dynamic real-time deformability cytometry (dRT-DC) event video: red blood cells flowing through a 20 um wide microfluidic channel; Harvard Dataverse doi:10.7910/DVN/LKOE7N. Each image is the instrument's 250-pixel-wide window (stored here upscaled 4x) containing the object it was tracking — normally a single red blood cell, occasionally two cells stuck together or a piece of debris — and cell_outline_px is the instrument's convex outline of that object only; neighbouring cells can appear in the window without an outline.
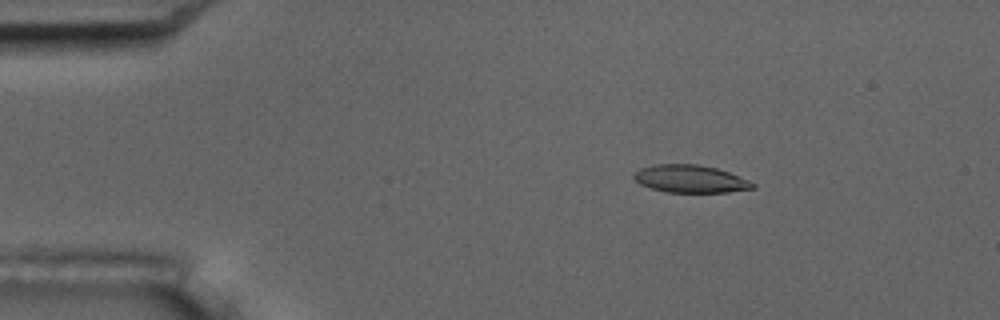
{"species": "common noctule bat (a hibernating species)", "species_latin": "Nyctalus noctula", "temperature_condition": "room temperature", "stored_images_in_passage": 55, "camera_frame_rate_fps": 3000, "um_per_image_px": 0.085, "animal": {"sex": "male", "body_mass_g": 17.5, "forearm_length_mm": 52.3}, "frame": {"image": 1, "passage_image": 9, "time_ms": 2.667, "image_size_px": [1000, 320], "cell_outline_px": [[756, 188], [728, 192], [664, 192], [640, 184], [632, 176], [640, 168], [656, 164], [700, 164], [716, 168], [728, 172], [756, 184]], "centroid_in_image_um": [58.67, 15.2], "position_along_channel_um": 26.3, "area_um2": 19.02}}
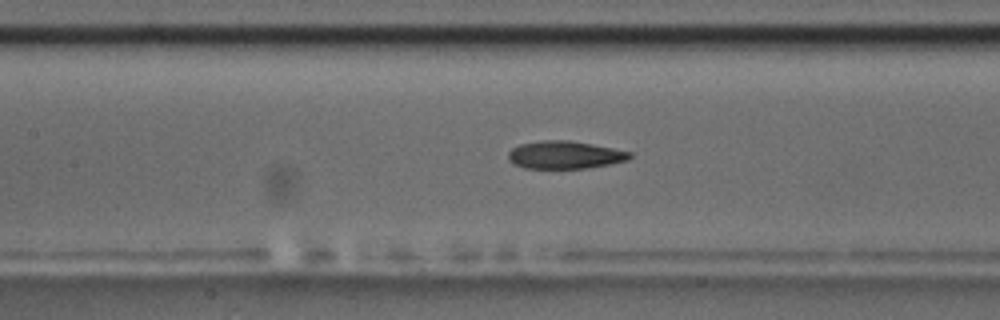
{"frame": {"image": 2, "passage_image": 25, "time_ms": 8.0, "image_size_px": [1000, 320], "cell_outline_px": [[632, 156], [628, 160], [588, 168], [524, 168], [512, 164], [508, 160], [508, 152], [512, 148], [520, 144], [540, 140], [568, 140], [592, 144], [632, 152]], "centroid_in_image_um": [47.98, 13.16], "position_along_channel_um": 159.4, "area_um2": 19.71}}
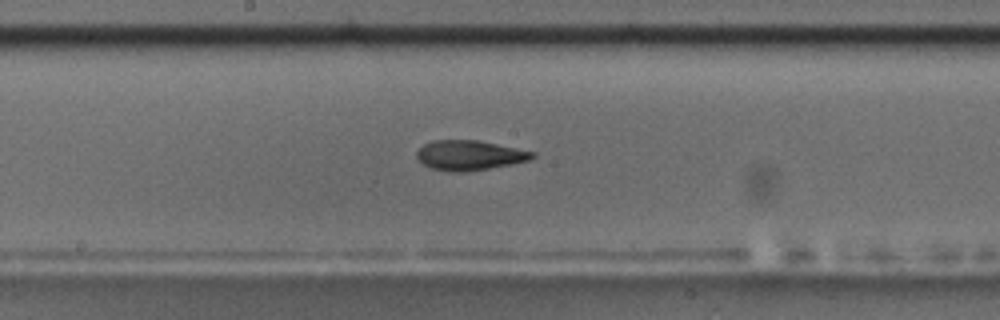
{"frame": {"image": 3, "passage_image": 29, "time_ms": 9.333, "image_size_px": [1000, 320], "cell_outline_px": [[536, 156], [528, 160], [488, 168], [464, 172], [456, 172], [432, 168], [424, 164], [416, 156], [416, 152], [424, 144], [432, 140], [476, 140], [536, 152]], "centroid_in_image_um": [39.89, 13.19], "position_along_channel_um": 208.3, "area_um2": 19.71}, "authors_computed_cell_mechanics": {"area_um2": 19.8832, "velocity_mm_per_s": 3.6945, "shape_relaxation_time_tau1_ms": 5.0558, "shape_relaxation_time_tau2_ms": 3.5792, "deformation_change_tau1": 0.1603, "deformation_change_tau2": 0.1171}}